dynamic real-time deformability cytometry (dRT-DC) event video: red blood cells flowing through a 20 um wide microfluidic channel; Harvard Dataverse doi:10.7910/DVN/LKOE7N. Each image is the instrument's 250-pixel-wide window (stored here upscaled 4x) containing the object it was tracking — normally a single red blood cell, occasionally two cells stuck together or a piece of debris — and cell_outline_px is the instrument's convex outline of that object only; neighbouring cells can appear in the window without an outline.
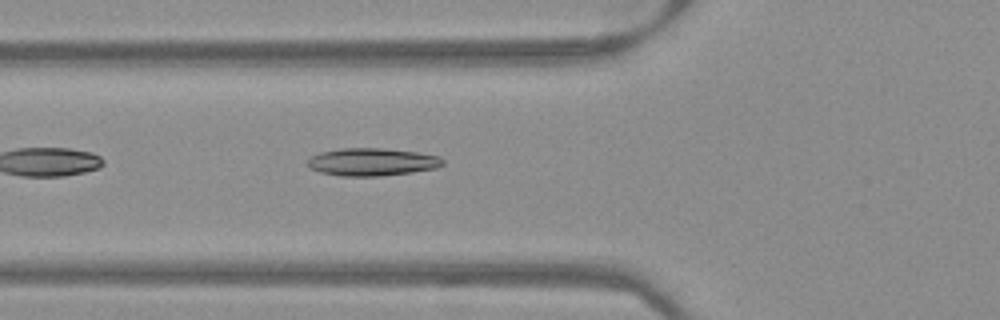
{"species": "Egyptian fruit bat (a non-hibernating species)", "species_latin": "Rousettus aegyptiacus", "temperature_condition": "warm", "stored_images_in_passage": 35, "camera_frame_rate_fps": 3000, "um_per_image_px": 0.085, "frame": {"image": 1, "passage_image": 4, "time_ms": 1.0, "image_size_px": [1000, 320], "cell_outline_px": [[444, 164], [436, 168], [412, 172], [380, 176], [340, 176], [320, 172], [308, 168], [304, 164], [312, 156], [320, 152], [340, 148], [384, 148], [416, 152], [440, 156], [444, 160]], "centroid_in_image_um": [31.59, 13.76], "position_along_channel_um": 94.2, "area_um2": 22.02}}
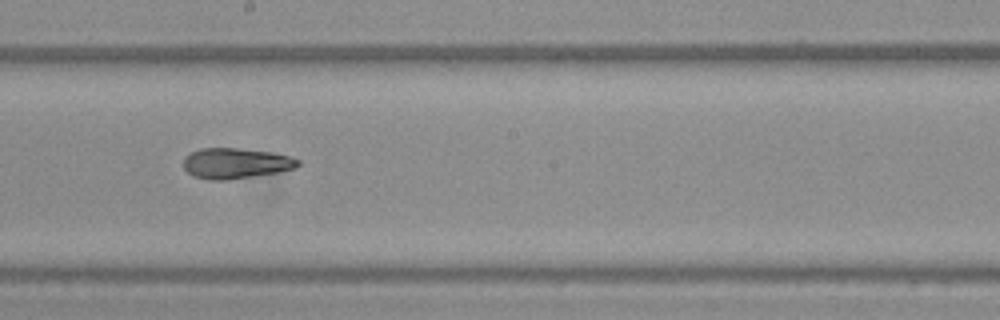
{"frame": {"image": 2, "passage_image": 14, "time_ms": 4.333, "image_size_px": [1000, 320], "cell_outline_px": [[300, 164], [296, 168], [276, 172], [228, 180], [208, 180], [192, 176], [184, 168], [184, 156], [200, 148], [236, 148], [268, 152], [292, 156], [300, 160]], "centroid_in_image_um": [20.02, 13.88], "position_along_channel_um": 228.2, "area_um2": 20.35}}
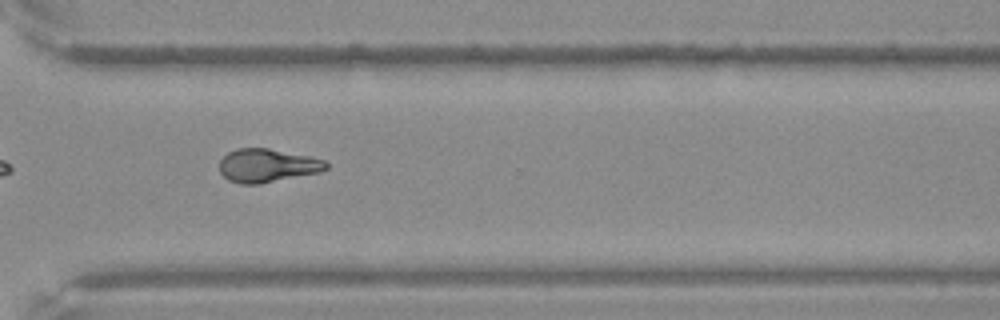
{"frame": {"image": 3, "passage_image": 23, "time_ms": 7.333, "image_size_px": [1000, 320], "cell_outline_px": [[328, 168], [320, 172], [260, 184], [240, 184], [228, 180], [220, 172], [220, 160], [228, 152], [236, 148], [268, 148], [308, 156], [324, 160], [328, 164]], "centroid_in_image_um": [22.7, 14.07], "position_along_channel_um": 347.9, "area_um2": 20.75}}